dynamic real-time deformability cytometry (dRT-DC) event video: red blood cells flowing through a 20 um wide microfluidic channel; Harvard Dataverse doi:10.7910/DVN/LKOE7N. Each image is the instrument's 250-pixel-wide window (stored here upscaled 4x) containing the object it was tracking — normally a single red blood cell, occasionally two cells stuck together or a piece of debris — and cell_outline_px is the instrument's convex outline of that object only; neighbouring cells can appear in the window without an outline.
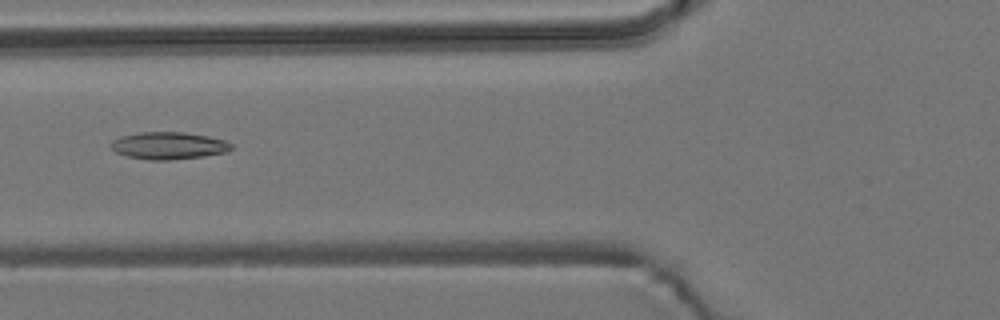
{"species": "common noctule bat (a hibernating species)", "species_latin": "Nyctalus noctula", "temperature_condition": "room temperature", "stored_images_in_passage": 10, "camera_frame_rate_fps": 3000, "um_per_image_px": 0.085, "animal": {"sex": "male", "body_mass_g": 19.2, "forearm_length_mm": 51.8}, "frame": {"image": 1, "passage_image": 6, "time_ms": 6.0, "image_size_px": [1000, 320], "cell_outline_px": [[232, 148], [224, 152], [204, 156], [168, 160], [148, 160], [124, 156], [116, 152], [108, 144], [112, 140], [120, 136], [140, 132], [184, 132], [208, 136], [224, 140], [232, 144]], "centroid_in_image_um": [14.27, 12.38], "position_along_channel_um": 111.5, "area_um2": 19.19}}
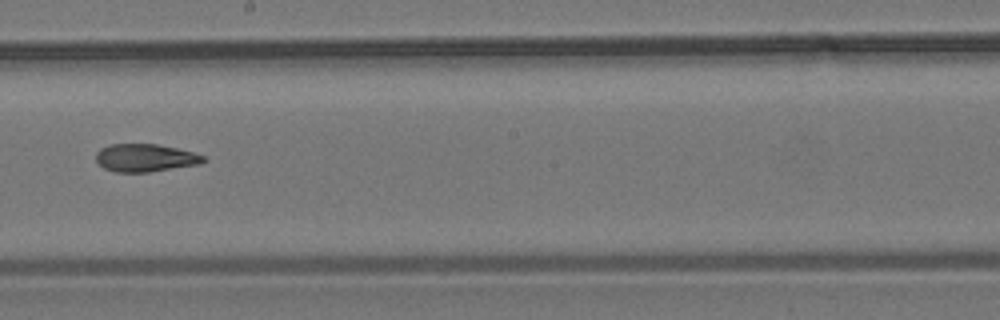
{"frame": {"image": 2, "passage_image": 9, "time_ms": 9.333, "image_size_px": [1000, 320], "cell_outline_px": [[208, 160], [200, 164], [148, 172], [116, 172], [104, 168], [96, 160], [96, 152], [100, 148], [108, 144], [156, 144], [176, 148], [192, 152], [204, 156]], "centroid_in_image_um": [12.34, 13.41], "position_along_channel_um": 235.9, "area_um2": 17.4}}
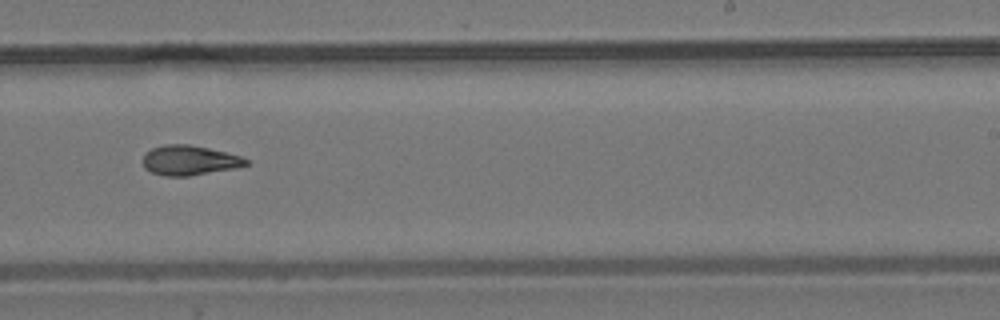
{"frame": {"image": 3, "passage_image": 10, "time_ms": 10.333, "image_size_px": [1000, 320], "cell_outline_px": [[248, 164], [236, 168], [188, 176], [164, 176], [152, 172], [144, 168], [144, 156], [152, 148], [164, 144], [188, 144], [228, 152], [240, 156], [248, 160]], "centroid_in_image_um": [16.11, 13.62], "position_along_channel_um": 272.9, "area_um2": 17.8}}